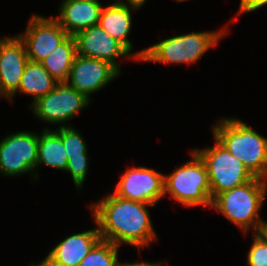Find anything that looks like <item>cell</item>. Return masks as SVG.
<instances>
[{"instance_id":"cell-14","label":"cell","mask_w":267,"mask_h":266,"mask_svg":"<svg viewBox=\"0 0 267 266\" xmlns=\"http://www.w3.org/2000/svg\"><path fill=\"white\" fill-rule=\"evenodd\" d=\"M100 239L97 225L92 230L73 234L63 239L44 260L51 266H78Z\"/></svg>"},{"instance_id":"cell-12","label":"cell","mask_w":267,"mask_h":266,"mask_svg":"<svg viewBox=\"0 0 267 266\" xmlns=\"http://www.w3.org/2000/svg\"><path fill=\"white\" fill-rule=\"evenodd\" d=\"M77 54L106 61L113 65L119 72L117 58L130 56L137 58L118 40L114 39L99 25L87 28L75 36ZM132 55V56H131Z\"/></svg>"},{"instance_id":"cell-23","label":"cell","mask_w":267,"mask_h":266,"mask_svg":"<svg viewBox=\"0 0 267 266\" xmlns=\"http://www.w3.org/2000/svg\"><path fill=\"white\" fill-rule=\"evenodd\" d=\"M88 157L69 159L66 172L71 173L73 182L77 189L82 188L88 171ZM81 187V188H80Z\"/></svg>"},{"instance_id":"cell-17","label":"cell","mask_w":267,"mask_h":266,"mask_svg":"<svg viewBox=\"0 0 267 266\" xmlns=\"http://www.w3.org/2000/svg\"><path fill=\"white\" fill-rule=\"evenodd\" d=\"M76 54L75 37L69 35L40 63L58 83H65Z\"/></svg>"},{"instance_id":"cell-4","label":"cell","mask_w":267,"mask_h":266,"mask_svg":"<svg viewBox=\"0 0 267 266\" xmlns=\"http://www.w3.org/2000/svg\"><path fill=\"white\" fill-rule=\"evenodd\" d=\"M227 30L193 32L169 37L140 50L134 56L137 60L160 63H196L201 56L225 36Z\"/></svg>"},{"instance_id":"cell-11","label":"cell","mask_w":267,"mask_h":266,"mask_svg":"<svg viewBox=\"0 0 267 266\" xmlns=\"http://www.w3.org/2000/svg\"><path fill=\"white\" fill-rule=\"evenodd\" d=\"M119 74L120 72L106 61L76 54L65 83L90 99L92 93L100 91Z\"/></svg>"},{"instance_id":"cell-9","label":"cell","mask_w":267,"mask_h":266,"mask_svg":"<svg viewBox=\"0 0 267 266\" xmlns=\"http://www.w3.org/2000/svg\"><path fill=\"white\" fill-rule=\"evenodd\" d=\"M164 176L147 167H132L121 176L113 192L124 199L156 205L164 196Z\"/></svg>"},{"instance_id":"cell-22","label":"cell","mask_w":267,"mask_h":266,"mask_svg":"<svg viewBox=\"0 0 267 266\" xmlns=\"http://www.w3.org/2000/svg\"><path fill=\"white\" fill-rule=\"evenodd\" d=\"M253 244L247 255V266H267V236L261 231L253 234Z\"/></svg>"},{"instance_id":"cell-26","label":"cell","mask_w":267,"mask_h":266,"mask_svg":"<svg viewBox=\"0 0 267 266\" xmlns=\"http://www.w3.org/2000/svg\"><path fill=\"white\" fill-rule=\"evenodd\" d=\"M163 263L162 262H159V263H153V262H142V266H162Z\"/></svg>"},{"instance_id":"cell-13","label":"cell","mask_w":267,"mask_h":266,"mask_svg":"<svg viewBox=\"0 0 267 266\" xmlns=\"http://www.w3.org/2000/svg\"><path fill=\"white\" fill-rule=\"evenodd\" d=\"M27 62V50L19 36L0 38V96L12 102Z\"/></svg>"},{"instance_id":"cell-21","label":"cell","mask_w":267,"mask_h":266,"mask_svg":"<svg viewBox=\"0 0 267 266\" xmlns=\"http://www.w3.org/2000/svg\"><path fill=\"white\" fill-rule=\"evenodd\" d=\"M55 131L61 136L68 160L88 157L85 140L76 129L66 125Z\"/></svg>"},{"instance_id":"cell-19","label":"cell","mask_w":267,"mask_h":266,"mask_svg":"<svg viewBox=\"0 0 267 266\" xmlns=\"http://www.w3.org/2000/svg\"><path fill=\"white\" fill-rule=\"evenodd\" d=\"M44 164L65 172L68 164L61 136L54 130L44 128L38 135L37 167Z\"/></svg>"},{"instance_id":"cell-10","label":"cell","mask_w":267,"mask_h":266,"mask_svg":"<svg viewBox=\"0 0 267 266\" xmlns=\"http://www.w3.org/2000/svg\"><path fill=\"white\" fill-rule=\"evenodd\" d=\"M18 36L25 44L28 60L40 62L69 35L55 18L33 15L25 33Z\"/></svg>"},{"instance_id":"cell-20","label":"cell","mask_w":267,"mask_h":266,"mask_svg":"<svg viewBox=\"0 0 267 266\" xmlns=\"http://www.w3.org/2000/svg\"><path fill=\"white\" fill-rule=\"evenodd\" d=\"M119 246L100 239L78 266H119Z\"/></svg>"},{"instance_id":"cell-15","label":"cell","mask_w":267,"mask_h":266,"mask_svg":"<svg viewBox=\"0 0 267 266\" xmlns=\"http://www.w3.org/2000/svg\"><path fill=\"white\" fill-rule=\"evenodd\" d=\"M103 6L99 0L72 1L63 0L59 8L60 15L55 18L70 36L96 26Z\"/></svg>"},{"instance_id":"cell-16","label":"cell","mask_w":267,"mask_h":266,"mask_svg":"<svg viewBox=\"0 0 267 266\" xmlns=\"http://www.w3.org/2000/svg\"><path fill=\"white\" fill-rule=\"evenodd\" d=\"M138 7L116 1L103 7L98 25L109 33L114 39L122 43L130 52L132 42L128 39L132 26V11Z\"/></svg>"},{"instance_id":"cell-29","label":"cell","mask_w":267,"mask_h":266,"mask_svg":"<svg viewBox=\"0 0 267 266\" xmlns=\"http://www.w3.org/2000/svg\"><path fill=\"white\" fill-rule=\"evenodd\" d=\"M262 232L267 236V223H266V225L263 227Z\"/></svg>"},{"instance_id":"cell-7","label":"cell","mask_w":267,"mask_h":266,"mask_svg":"<svg viewBox=\"0 0 267 266\" xmlns=\"http://www.w3.org/2000/svg\"><path fill=\"white\" fill-rule=\"evenodd\" d=\"M90 99L66 83H58L55 88L44 97L31 104L36 118L49 124H58L71 120L83 108L88 106Z\"/></svg>"},{"instance_id":"cell-28","label":"cell","mask_w":267,"mask_h":266,"mask_svg":"<svg viewBox=\"0 0 267 266\" xmlns=\"http://www.w3.org/2000/svg\"><path fill=\"white\" fill-rule=\"evenodd\" d=\"M29 266H51L46 260H43L42 262L38 263V264H31Z\"/></svg>"},{"instance_id":"cell-6","label":"cell","mask_w":267,"mask_h":266,"mask_svg":"<svg viewBox=\"0 0 267 266\" xmlns=\"http://www.w3.org/2000/svg\"><path fill=\"white\" fill-rule=\"evenodd\" d=\"M194 151L206 166L212 200L218 194L242 186L255 178L245 165L216 139L214 146Z\"/></svg>"},{"instance_id":"cell-5","label":"cell","mask_w":267,"mask_h":266,"mask_svg":"<svg viewBox=\"0 0 267 266\" xmlns=\"http://www.w3.org/2000/svg\"><path fill=\"white\" fill-rule=\"evenodd\" d=\"M192 160L164 176V196L167 193L185 206L212 205L211 186L206 166L193 150Z\"/></svg>"},{"instance_id":"cell-1","label":"cell","mask_w":267,"mask_h":266,"mask_svg":"<svg viewBox=\"0 0 267 266\" xmlns=\"http://www.w3.org/2000/svg\"><path fill=\"white\" fill-rule=\"evenodd\" d=\"M151 204L136 202L108 194L99 202L90 205L102 240L120 247L128 244L137 248L150 246L156 232L147 207Z\"/></svg>"},{"instance_id":"cell-3","label":"cell","mask_w":267,"mask_h":266,"mask_svg":"<svg viewBox=\"0 0 267 266\" xmlns=\"http://www.w3.org/2000/svg\"><path fill=\"white\" fill-rule=\"evenodd\" d=\"M267 192V180L255 177L246 184L218 194L211 207L222 213L243 232H261L266 225L259 215Z\"/></svg>"},{"instance_id":"cell-18","label":"cell","mask_w":267,"mask_h":266,"mask_svg":"<svg viewBox=\"0 0 267 266\" xmlns=\"http://www.w3.org/2000/svg\"><path fill=\"white\" fill-rule=\"evenodd\" d=\"M57 84L40 62L28 60L17 92L32 95L33 104L51 92Z\"/></svg>"},{"instance_id":"cell-24","label":"cell","mask_w":267,"mask_h":266,"mask_svg":"<svg viewBox=\"0 0 267 266\" xmlns=\"http://www.w3.org/2000/svg\"><path fill=\"white\" fill-rule=\"evenodd\" d=\"M264 5H267V0H240L239 12L237 14L252 12Z\"/></svg>"},{"instance_id":"cell-2","label":"cell","mask_w":267,"mask_h":266,"mask_svg":"<svg viewBox=\"0 0 267 266\" xmlns=\"http://www.w3.org/2000/svg\"><path fill=\"white\" fill-rule=\"evenodd\" d=\"M214 139L240 160L254 176L267 179V138L236 118H223L213 125Z\"/></svg>"},{"instance_id":"cell-8","label":"cell","mask_w":267,"mask_h":266,"mask_svg":"<svg viewBox=\"0 0 267 266\" xmlns=\"http://www.w3.org/2000/svg\"><path fill=\"white\" fill-rule=\"evenodd\" d=\"M38 135L18 132L0 141V174L9 177L37 169Z\"/></svg>"},{"instance_id":"cell-27","label":"cell","mask_w":267,"mask_h":266,"mask_svg":"<svg viewBox=\"0 0 267 266\" xmlns=\"http://www.w3.org/2000/svg\"><path fill=\"white\" fill-rule=\"evenodd\" d=\"M119 266H142V262H134V263H120V265Z\"/></svg>"},{"instance_id":"cell-25","label":"cell","mask_w":267,"mask_h":266,"mask_svg":"<svg viewBox=\"0 0 267 266\" xmlns=\"http://www.w3.org/2000/svg\"><path fill=\"white\" fill-rule=\"evenodd\" d=\"M119 2H122V3H126V4H129V5H133L135 7H138L140 8L141 6L144 5V3L147 1V0H126V2H124L123 0H118Z\"/></svg>"}]
</instances>
